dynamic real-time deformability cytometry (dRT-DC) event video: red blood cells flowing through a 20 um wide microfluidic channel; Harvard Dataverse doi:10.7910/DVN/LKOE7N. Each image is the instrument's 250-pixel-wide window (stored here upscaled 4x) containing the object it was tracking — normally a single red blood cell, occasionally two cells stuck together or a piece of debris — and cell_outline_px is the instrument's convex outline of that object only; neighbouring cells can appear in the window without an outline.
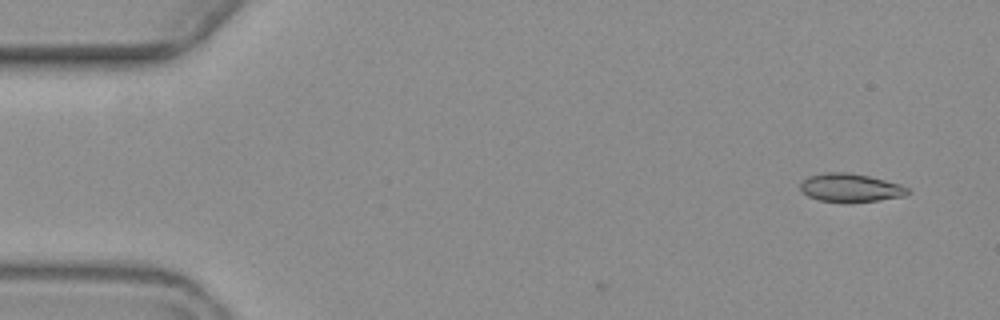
{"species": "common noctule bat (a hibernating species)", "species_latin": "Nyctalus noctula", "temperature_condition": "warm", "stored_images_in_passage": 4, "camera_frame_rate_fps": 3000, "um_per_image_px": 0.085, "animal": {"sex": "female", "body_mass_g": 19.3, "forearm_length_mm": 54.1}, "frame": {"image": 1, "passage_image": 2, "time_ms": 1.0, "image_size_px": [1000, 320], "cell_outline_px": [[912, 192], [904, 196], [876, 200], [820, 200], [808, 196], [800, 188], [800, 184], [808, 176], [824, 172], [848, 172], [868, 176], [900, 184], [908, 188]], "centroid_in_image_um": [72.3, 15.92], "position_along_channel_um": 12.7, "area_um2": 17.11}}